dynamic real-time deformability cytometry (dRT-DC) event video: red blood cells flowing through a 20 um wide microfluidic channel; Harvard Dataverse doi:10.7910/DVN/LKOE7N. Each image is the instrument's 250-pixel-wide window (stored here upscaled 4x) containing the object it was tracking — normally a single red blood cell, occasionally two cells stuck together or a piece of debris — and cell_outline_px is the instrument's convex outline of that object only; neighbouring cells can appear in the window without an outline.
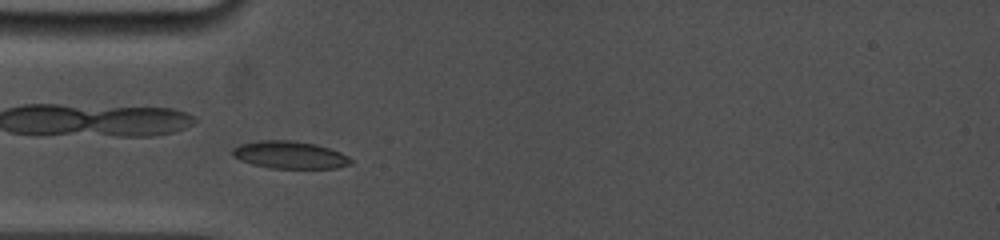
{"species": "common noctule bat (a hibernating species)", "species_latin": "Nyctalus noctula", "temperature_condition": "cold", "stored_images_in_passage": 56, "camera_frame_rate_fps": 5000, "um_per_image_px": 0.085, "animal": {"sex": "female", "body_mass_g": 19.0, "forearm_length_mm": 53.3}, "frame": {"image": 1, "passage_image": 10, "time_ms": 2.2, "image_size_px": [1000, 240], "cell_outline_px": [[352, 164], [336, 168], [272, 168], [252, 164], [240, 160], [232, 156], [232, 148], [240, 144], [260, 140], [292, 140], [316, 144], [340, 152], [348, 156], [352, 160]], "centroid_in_image_um": [24.62, 13.16], "position_along_channel_um": 60.4, "area_um2": 18.96}}
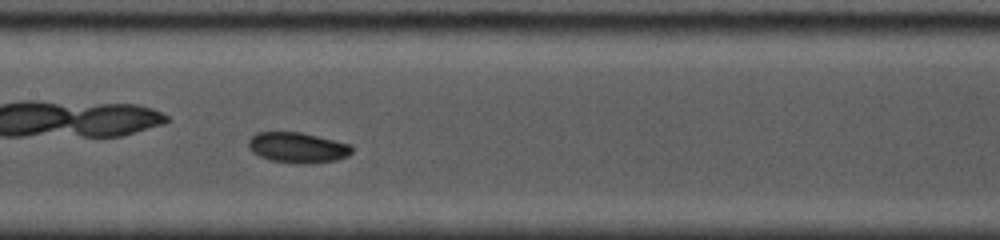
{"frame": {"image": 2, "passage_image": 23, "time_ms": 5.4, "image_size_px": [1000, 240], "cell_outline_px": [[352, 152], [348, 156], [336, 160], [304, 164], [296, 164], [268, 160], [252, 152], [248, 148], [248, 140], [256, 132], [300, 132], [352, 144]], "centroid_in_image_um": [25.28, 12.55], "position_along_channel_um": 182.1, "area_um2": 18.55}}
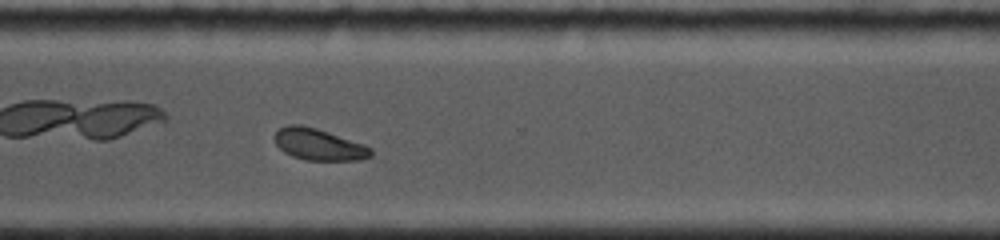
{"frame": {"image": 3, "passage_image": 40, "time_ms": 9.6, "image_size_px": [1000, 240], "cell_outline_px": [[372, 156], [356, 160], [304, 160], [292, 156], [284, 152], [276, 144], [272, 136], [280, 128], [288, 124], [300, 124], [316, 128], [364, 144], [372, 148]], "centroid_in_image_um": [27.07, 12.27], "position_along_channel_um": 343.5, "area_um2": 17.74}, "authors_computed_cell_mechanics": {"area_um2": 18.1203, "velocity_mm_per_s": 3.8419, "shape_relaxation_time_tau1_ms": 1.7646, "shape_relaxation_time_tau2_ms": 5.4601, "deformation_change_tau1": 0.0891, "deformation_change_tau2": 0.0911}}